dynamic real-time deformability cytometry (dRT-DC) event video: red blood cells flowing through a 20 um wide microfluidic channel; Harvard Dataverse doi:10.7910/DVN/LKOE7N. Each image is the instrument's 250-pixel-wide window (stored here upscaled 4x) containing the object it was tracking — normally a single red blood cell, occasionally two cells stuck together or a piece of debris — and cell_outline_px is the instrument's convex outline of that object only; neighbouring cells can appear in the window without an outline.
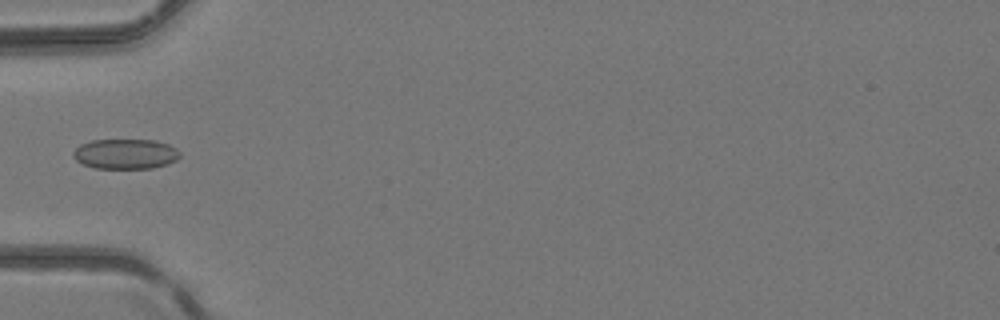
{"species": "common noctule bat (a hibernating species)", "species_latin": "Nyctalus noctula", "temperature_condition": "room temperature", "stored_images_in_passage": 5, "camera_frame_rate_fps": 3000, "um_per_image_px": 0.085, "animal": {"sex": "female", "body_mass_g": 24.6, "forearm_length_mm": 56.2}, "frame": {"image": 1, "passage_image": 5, "time_ms": 1.333, "image_size_px": [1000, 320], "cell_outline_px": [[180, 156], [176, 160], [168, 164], [152, 168], [96, 168], [84, 164], [76, 160], [72, 156], [72, 152], [80, 144], [92, 140], [156, 140], [168, 144], [176, 148], [180, 152]], "centroid_in_image_um": [10.67, 13.08], "position_along_channel_um": 74.3, "area_um2": 18.73}}